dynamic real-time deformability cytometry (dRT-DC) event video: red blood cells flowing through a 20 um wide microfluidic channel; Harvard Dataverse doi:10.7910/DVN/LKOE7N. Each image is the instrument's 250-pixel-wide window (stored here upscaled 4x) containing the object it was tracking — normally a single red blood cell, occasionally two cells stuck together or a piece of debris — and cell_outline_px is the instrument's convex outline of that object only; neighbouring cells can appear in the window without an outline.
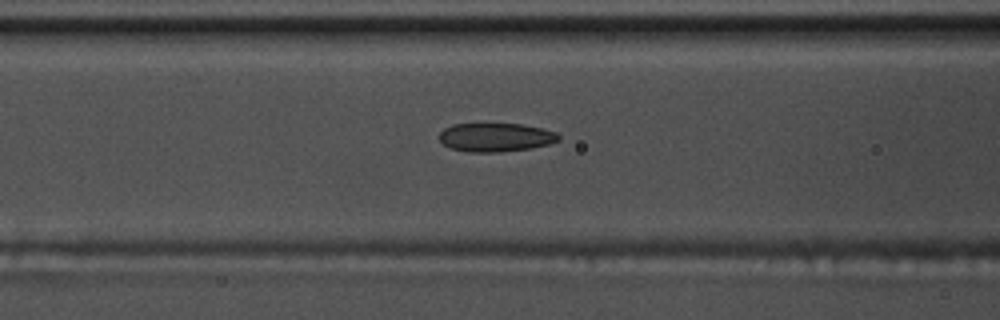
{"species": "common noctule bat (a hibernating species)", "species_latin": "Nyctalus noctula", "temperature_condition": "warm", "stored_images_in_passage": 17, "camera_frame_rate_fps": 3000, "um_per_image_px": 0.085, "animal": {"sex": "male", "body_mass_g": 17.5, "forearm_length_mm": 52.3}, "frame": {"image": 1, "passage_image": 15, "time_ms": 4.667, "image_size_px": [1000, 320], "cell_outline_px": [[560, 140], [548, 144], [532, 148], [500, 152], [468, 152], [452, 148], [444, 144], [440, 140], [440, 132], [444, 128], [452, 124], [520, 124], [540, 128], [556, 132], [560, 136]], "centroid_in_image_um": [42.14, 11.67], "position_along_channel_um": 124.5, "area_um2": 19.83}}